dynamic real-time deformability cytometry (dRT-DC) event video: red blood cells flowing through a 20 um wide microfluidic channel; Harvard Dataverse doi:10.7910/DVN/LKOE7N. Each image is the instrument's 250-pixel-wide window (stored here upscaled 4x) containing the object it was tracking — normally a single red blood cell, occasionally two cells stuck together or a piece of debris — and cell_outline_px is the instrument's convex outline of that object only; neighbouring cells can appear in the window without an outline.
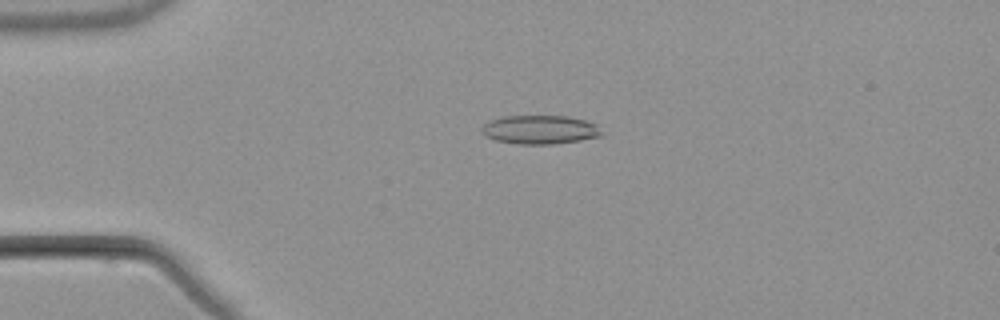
{"species": "common noctule bat (a hibernating species)", "species_latin": "Nyctalus noctula", "temperature_condition": "warm", "stored_images_in_passage": 5, "camera_frame_rate_fps": 3000, "um_per_image_px": 0.085, "animal": {"sex": "male", "body_mass_g": 21.5, "forearm_length_mm": 52.0}, "frame": {"image": 1, "passage_image": 4, "time_ms": 3.667, "image_size_px": [1000, 320], "cell_outline_px": [[604, 136], [580, 140], [552, 144], [516, 144], [496, 140], [484, 136], [480, 128], [484, 124], [492, 120], [504, 116], [568, 116], [584, 120], [596, 124]], "centroid_in_image_um": [45.89, 11.02], "position_along_channel_um": 39.1, "area_um2": 20.11}}